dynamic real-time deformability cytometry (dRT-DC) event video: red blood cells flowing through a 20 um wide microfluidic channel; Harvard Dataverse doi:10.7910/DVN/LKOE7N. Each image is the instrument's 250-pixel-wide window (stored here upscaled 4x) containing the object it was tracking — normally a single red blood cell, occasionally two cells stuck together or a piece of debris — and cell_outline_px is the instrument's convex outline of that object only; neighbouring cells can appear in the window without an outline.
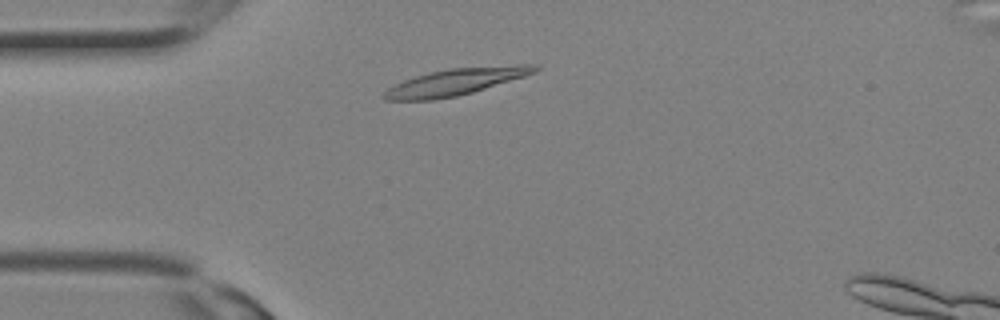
{"species": "Egyptian fruit bat (a non-hibernating species)", "species_latin": "Rousettus aegyptiacus", "temperature_condition": "room temperature", "stored_images_in_passage": 4, "camera_frame_rate_fps": 3000, "um_per_image_px": 0.085, "animal": {"sex": "female"}, "frame": {"image": 1, "passage_image": 1, "time_ms": 0.0, "image_size_px": [1000, 320], "cell_outline_px": [[540, 68], [536, 72], [524, 76], [472, 92], [456, 96], [432, 100], [384, 100], [380, 96], [388, 88], [404, 80], [428, 72], [452, 68], [516, 64], [532, 64]], "centroid_in_image_um": [38.71, 6.95], "position_along_channel_um": 46.3, "area_um2": 23.29}}
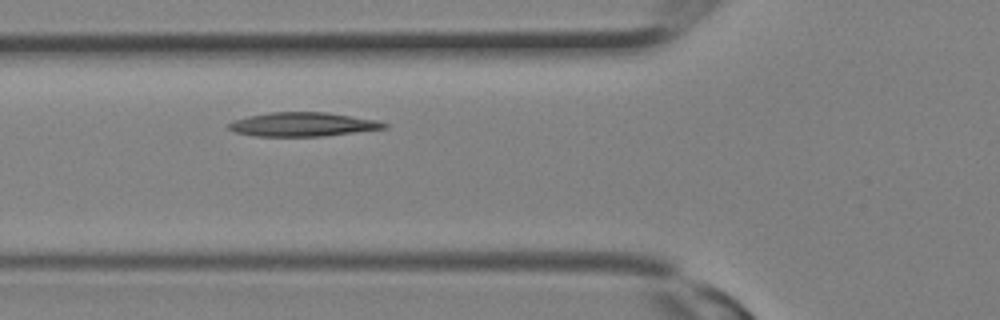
{"frame": {"image": 2, "passage_image": 4, "time_ms": 1.0, "image_size_px": [1000, 320], "cell_outline_px": [[388, 128], [324, 136], [256, 136], [236, 132], [228, 128], [228, 124], [232, 120], [248, 116], [272, 112], [324, 112], [376, 120], [388, 124]], "centroid_in_image_um": [25.73, 10.57], "position_along_channel_um": 100.1, "area_um2": 21.56}}